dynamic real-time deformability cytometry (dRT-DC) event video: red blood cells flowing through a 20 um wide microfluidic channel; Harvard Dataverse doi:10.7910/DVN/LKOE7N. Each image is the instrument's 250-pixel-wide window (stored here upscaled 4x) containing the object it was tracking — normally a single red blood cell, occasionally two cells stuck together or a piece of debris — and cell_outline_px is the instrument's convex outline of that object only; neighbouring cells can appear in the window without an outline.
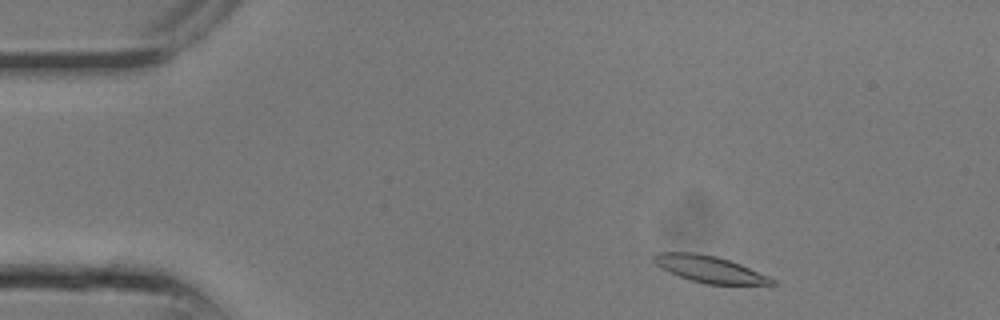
{"species": "common noctule bat (a hibernating species)", "species_latin": "Nyctalus noctula", "temperature_condition": "room temperature", "stored_images_in_passage": 9, "camera_frame_rate_fps": 3000, "um_per_image_px": 0.085, "animal": {"sex": "male", "body_mass_g": 13.3}, "frame": {"image": 1, "passage_image": 2, "time_ms": 0.333, "image_size_px": [1000, 320], "cell_outline_px": [[776, 284], [704, 284], [668, 272], [660, 268], [652, 260], [652, 256], [656, 252], [692, 252], [716, 256], [740, 264], [768, 276], [776, 280]], "centroid_in_image_um": [60.25, 22.86], "position_along_channel_um": 24.7, "area_um2": 18.21}}
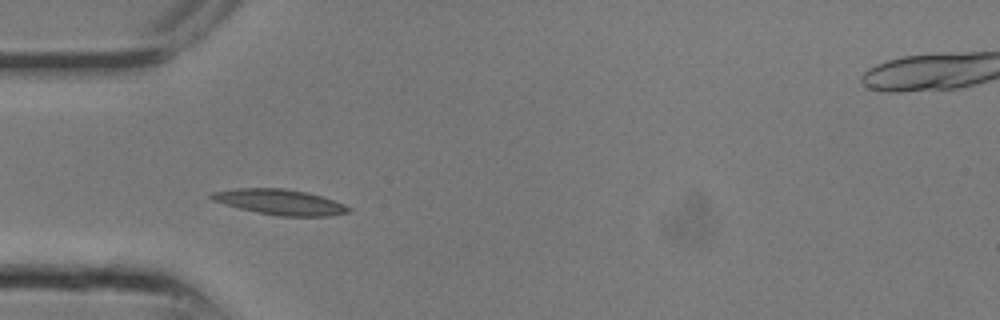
{"frame": {"image": 2, "passage_image": 6, "time_ms": 1.667, "image_size_px": [1000, 320], "cell_outline_px": [[352, 208], [348, 212], [332, 216], [280, 216], [240, 208], [224, 204], [212, 200], [208, 196], [212, 192], [236, 188], [284, 188], [308, 192], [344, 204]], "centroid_in_image_um": [23.79, 17.16], "position_along_channel_um": 61.2, "area_um2": 20.17}}
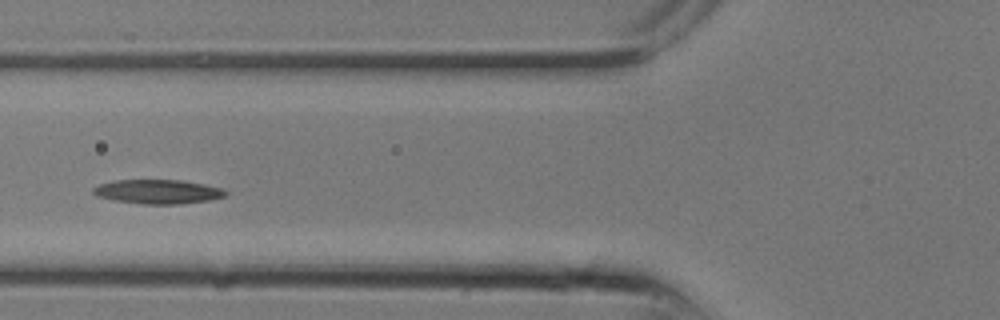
{"frame": {"image": 3, "passage_image": 8, "time_ms": 2.333, "image_size_px": [1000, 320], "cell_outline_px": [[228, 192], [224, 196], [208, 200], [180, 204], [144, 204], [112, 200], [96, 196], [92, 192], [92, 188], [100, 184], [116, 180], [180, 180], [220, 188]], "centroid_in_image_um": [13.35, 16.3], "position_along_channel_um": 112.5, "area_um2": 18.44}}